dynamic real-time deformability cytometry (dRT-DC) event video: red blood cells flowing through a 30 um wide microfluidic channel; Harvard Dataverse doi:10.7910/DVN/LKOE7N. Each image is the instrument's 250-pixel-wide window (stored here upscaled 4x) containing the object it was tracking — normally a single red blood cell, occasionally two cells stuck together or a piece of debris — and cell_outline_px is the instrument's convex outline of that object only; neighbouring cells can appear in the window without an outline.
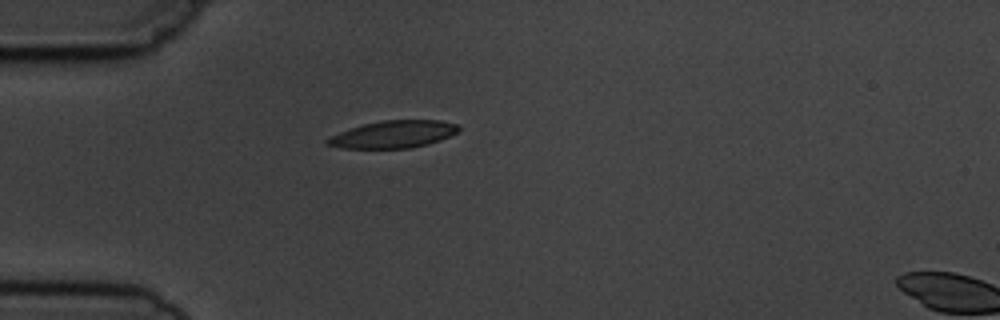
{"species": "common noctule bat (a hibernating species)", "species_latin": "Nyctalus noctula", "temperature_condition": "cold", "stored_images_in_passage": 2, "segment_of_instrument_passage": [1, 2], "camera_frame_rate_fps": 3000, "um_per_image_px": 0.085, "animal": {"sex": "male", "body_mass_g": 19.5, "forearm_length_mm": 54.6}, "frame": {"image": 1, "passage_image": 1, "time_ms": 0.0, "image_size_px": [1000, 320], "cell_outline_px": [[460, 128], [456, 132], [440, 140], [428, 144], [412, 148], [344, 148], [324, 144], [324, 140], [340, 132], [364, 124], [384, 120], [440, 120], [456, 124]], "centroid_in_image_um": [33.43, 11.42], "position_along_channel_um": 51.6, "area_um2": 20.63}}